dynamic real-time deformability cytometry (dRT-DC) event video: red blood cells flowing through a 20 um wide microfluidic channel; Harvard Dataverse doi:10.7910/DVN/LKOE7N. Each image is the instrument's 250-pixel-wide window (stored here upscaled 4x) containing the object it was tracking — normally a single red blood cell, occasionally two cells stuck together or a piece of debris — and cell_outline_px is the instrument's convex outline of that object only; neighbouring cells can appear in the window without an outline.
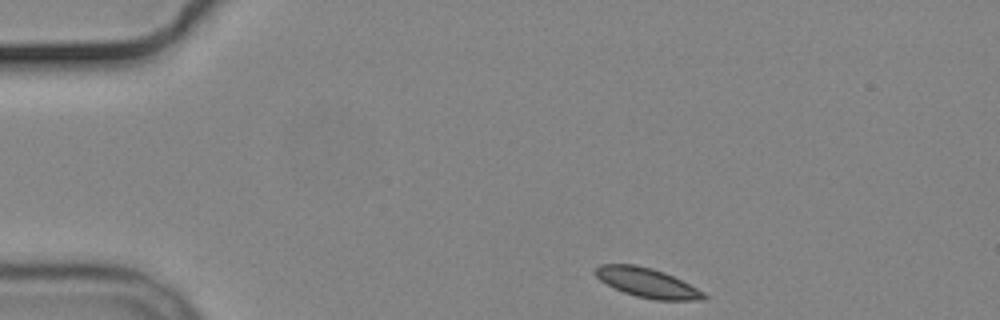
{"species": "common noctule bat (a hibernating species)", "species_latin": "Nyctalus noctula", "temperature_condition": "cold", "stored_images_in_passage": 37, "camera_frame_rate_fps": 3000, "um_per_image_px": 0.085, "animal": {"sex": "male", "body_mass_g": 19.2, "forearm_length_mm": 51.8}, "frame": {"image": 1, "passage_image": 1, "time_ms": 0.0, "image_size_px": [1000, 320], "cell_outline_px": [[708, 296], [704, 300], [656, 300], [636, 296], [624, 292], [600, 280], [592, 272], [600, 264], [636, 264], [652, 268], [664, 272], [704, 292]], "centroid_in_image_um": [55.0, 24.03], "position_along_channel_um": 30.0, "area_um2": 18.44}}
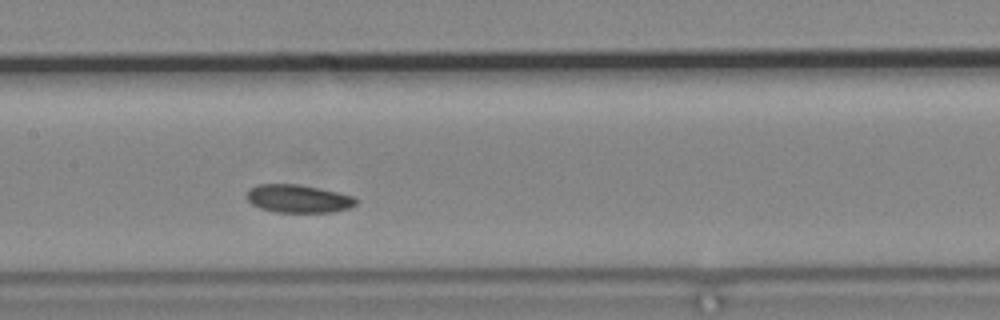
{"frame": {"image": 2, "passage_image": 19, "time_ms": 6.0, "image_size_px": [1000, 320], "cell_outline_px": [[356, 204], [348, 208], [332, 212], [276, 212], [260, 208], [252, 204], [244, 196], [248, 188], [256, 184], [296, 184], [336, 192], [352, 196], [356, 200]], "centroid_in_image_um": [25.26, 16.88], "position_along_channel_um": 182.1, "area_um2": 17.74}}
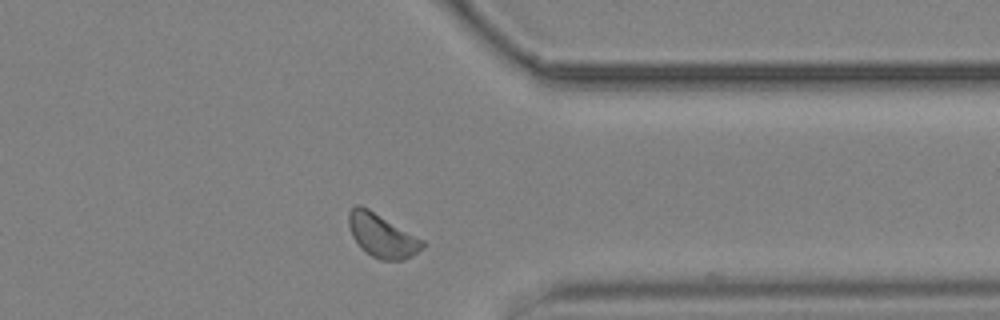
{"frame": {"image": 3, "passage_image": 36, "time_ms": 11.667, "image_size_px": [1000, 320], "cell_outline_px": [[424, 248], [412, 256], [404, 260], [380, 260], [364, 252], [360, 248], [352, 236], [348, 224], [348, 212], [356, 204], [360, 204], [368, 208], [424, 240]], "centroid_in_image_um": [32.46, 20.03], "position_along_channel_um": 378.9, "area_um2": 18.84}}